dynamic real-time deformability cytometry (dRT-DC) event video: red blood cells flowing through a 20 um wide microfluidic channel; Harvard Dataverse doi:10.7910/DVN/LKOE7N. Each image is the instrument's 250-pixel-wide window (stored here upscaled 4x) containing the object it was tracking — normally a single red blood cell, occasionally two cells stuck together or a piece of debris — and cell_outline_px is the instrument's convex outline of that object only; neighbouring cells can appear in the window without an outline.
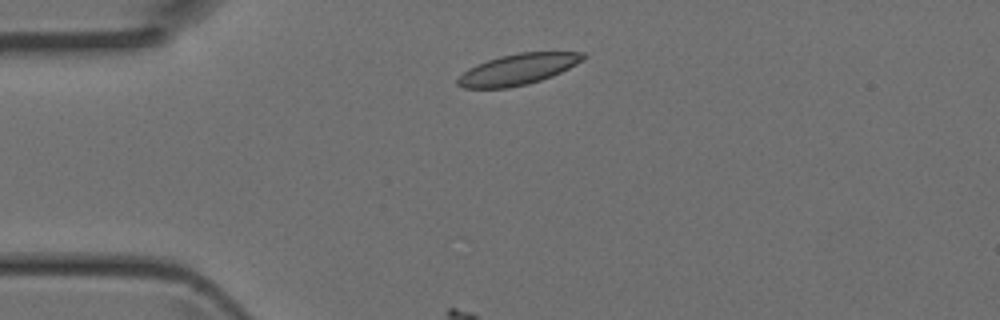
{"species": "Egyptian fruit bat (a non-hibernating species)", "species_latin": "Rousettus aegyptiacus", "temperature_condition": "room temperature", "stored_images_in_passage": 3, "camera_frame_rate_fps": 3000, "um_per_image_px": 0.085, "animal": {"sex": "female"}, "frame": {"image": 1, "passage_image": 1, "time_ms": 0.0, "image_size_px": [1000, 320], "cell_outline_px": [[588, 56], [584, 60], [552, 76], [528, 84], [508, 88], [464, 88], [456, 84], [456, 80], [468, 68], [476, 64], [500, 56], [520, 52], [584, 52]], "centroid_in_image_um": [44.03, 5.89], "position_along_channel_um": 41.0, "area_um2": 22.6}}